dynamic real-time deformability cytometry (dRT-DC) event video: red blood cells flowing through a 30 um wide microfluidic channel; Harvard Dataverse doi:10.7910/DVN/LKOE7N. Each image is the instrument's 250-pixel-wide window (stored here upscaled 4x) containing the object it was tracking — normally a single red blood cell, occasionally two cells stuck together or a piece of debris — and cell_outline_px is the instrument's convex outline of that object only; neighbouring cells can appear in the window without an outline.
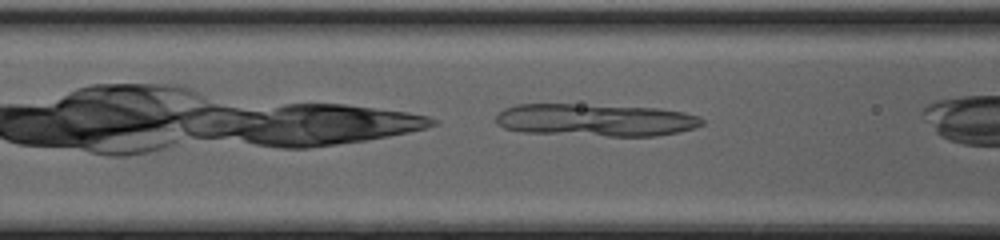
{"species": "common noctule bat (a hibernating species)", "species_latin": "Nyctalus noctula", "temperature_condition": "cold", "stored_images_in_passage": 22, "camera_frame_rate_fps": 3000, "um_per_image_px": 0.085, "animal": {"sex": "female", "body_mass_g": 20.0, "forearm_length_mm": 54.0}, "frame": {"image": 1, "passage_image": 4, "time_ms": 1.0, "image_size_px": [1000, 240], "cell_outline_px": [[704, 124], [696, 128], [656, 136], [608, 136], [524, 132], [504, 128], [496, 124], [496, 116], [504, 108], [516, 104], [572, 104], [660, 108], [684, 112], [700, 116], [704, 120]], "centroid_in_image_um": [50.65, 10.2], "position_along_channel_um": 116.0, "area_um2": 39.19}}
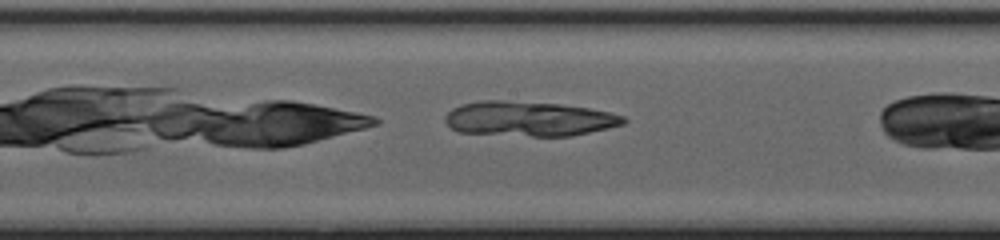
{"frame": {"image": 2, "passage_image": 10, "time_ms": 3.0, "image_size_px": [1000, 240], "cell_outline_px": [[628, 120], [624, 124], [608, 128], [572, 136], [532, 136], [460, 132], [452, 128], [444, 120], [444, 116], [452, 108], [460, 104], [480, 100], [504, 100], [560, 104], [588, 108], [608, 112], [624, 116]], "centroid_in_image_um": [44.95, 10.09], "position_along_channel_um": 203.2, "area_um2": 36.24}}
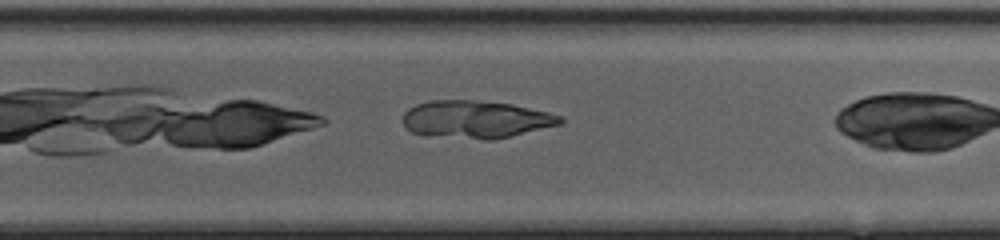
{"frame": {"image": 3, "passage_image": 16, "time_ms": 5.0, "image_size_px": [1000, 240], "cell_outline_px": [[564, 120], [560, 124], [492, 140], [484, 140], [412, 132], [404, 128], [404, 112], [408, 108], [416, 104], [428, 100], [472, 100], [512, 104], [548, 112], [560, 116]], "centroid_in_image_um": [40.43, 10.13], "position_along_channel_um": 289.4, "area_um2": 33.93}}